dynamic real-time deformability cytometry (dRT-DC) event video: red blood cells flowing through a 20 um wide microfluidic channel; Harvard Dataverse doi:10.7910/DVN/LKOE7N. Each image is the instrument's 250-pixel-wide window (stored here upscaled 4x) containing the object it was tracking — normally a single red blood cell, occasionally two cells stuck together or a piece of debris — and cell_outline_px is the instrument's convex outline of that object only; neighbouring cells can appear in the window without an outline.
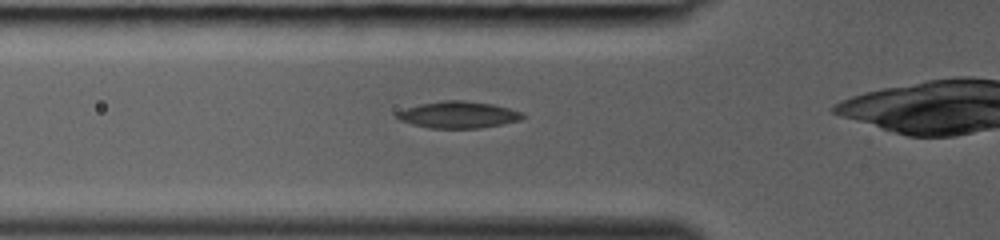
{"species": "common noctule bat (a hibernating species)", "species_latin": "Nyctalus noctula", "temperature_condition": "room temperature", "stored_images_in_passage": 28, "camera_frame_rate_fps": 3000, "um_per_image_px": 0.085, "animal": {"sex": "female", "body_mass_g": 19.0, "forearm_length_mm": 53.3}, "frame": {"image": 1, "passage_image": 7, "time_ms": 2.0, "image_size_px": [1000, 240], "cell_outline_px": [[528, 116], [520, 120], [480, 128], [428, 128], [412, 124], [400, 120], [396, 116], [396, 112], [420, 104], [444, 100], [464, 100], [492, 104], [524, 112]], "centroid_in_image_um": [38.99, 9.75], "position_along_channel_um": 86.8, "area_um2": 19.54}}
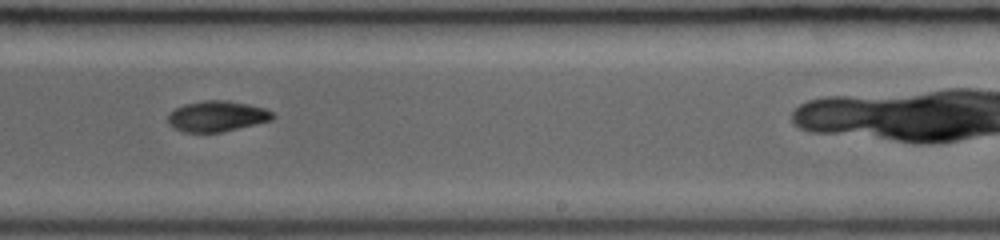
{"frame": {"image": 2, "passage_image": 18, "time_ms": 5.667, "image_size_px": [1000, 240], "cell_outline_px": [[276, 116], [272, 120], [220, 132], [184, 132], [172, 128], [168, 124], [168, 116], [176, 108], [184, 104], [204, 100], [228, 100], [248, 104], [264, 108], [272, 112]], "centroid_in_image_um": [18.43, 9.87], "position_along_channel_um": 270.6, "area_um2": 18.67}}
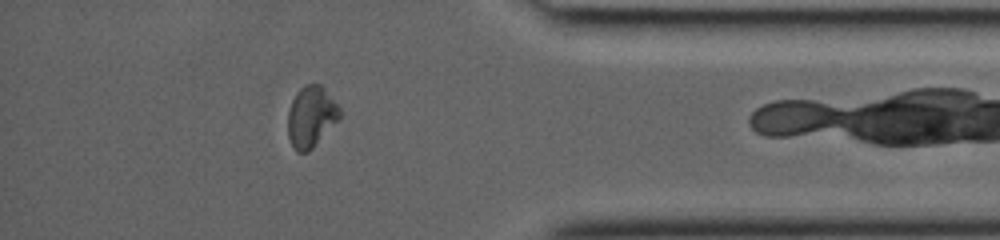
{"frame": {"image": 3, "passage_image": 27, "time_ms": 8.667, "image_size_px": [1000, 240], "cell_outline_px": [[340, 116], [312, 148], [308, 152], [296, 152], [288, 136], [288, 112], [292, 100], [296, 92], [300, 88], [308, 84], [320, 84], [324, 88], [340, 108]], "centroid_in_image_um": [26.41, 9.9], "position_along_channel_um": 408.8, "area_um2": 18.03}}